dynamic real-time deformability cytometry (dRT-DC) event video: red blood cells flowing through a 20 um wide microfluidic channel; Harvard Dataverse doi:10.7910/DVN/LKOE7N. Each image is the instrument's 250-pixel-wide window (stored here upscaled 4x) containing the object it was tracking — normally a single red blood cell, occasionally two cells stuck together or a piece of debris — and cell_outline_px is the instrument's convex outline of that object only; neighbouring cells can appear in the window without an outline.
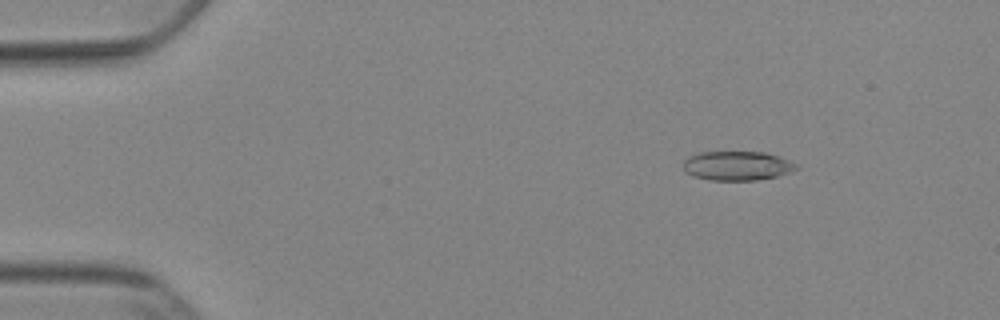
{"species": "Egyptian fruit bat (a non-hibernating species)", "species_latin": "Rousettus aegyptiacus", "temperature_condition": "cold", "stored_images_in_passage": 53, "camera_frame_rate_fps": 3000, "um_per_image_px": 0.085, "animal": {"sex": "female"}, "frame": {"image": 1, "passage_image": 8, "time_ms": 2.333, "image_size_px": [1000, 320], "cell_outline_px": [[800, 168], [776, 176], [756, 180], [708, 180], [684, 172], [684, 160], [688, 156], [700, 152], [764, 152], [788, 160], [796, 164]], "centroid_in_image_um": [62.63, 14.09], "position_along_channel_um": 22.4, "area_um2": 19.07}}
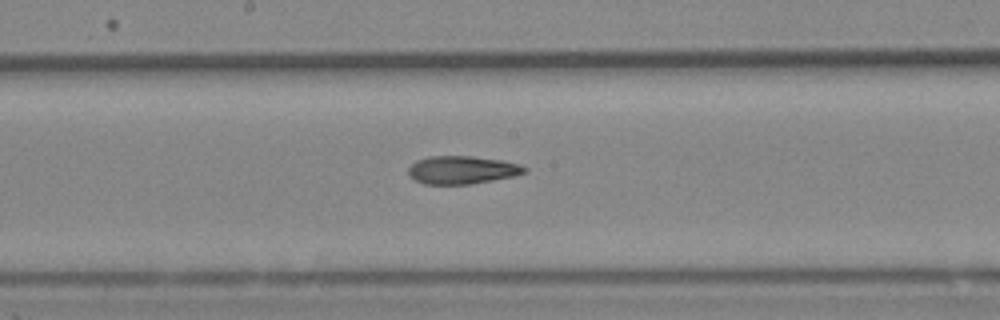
{"frame": {"image": 2, "passage_image": 29, "time_ms": 9.333, "image_size_px": [1000, 320], "cell_outline_px": [[528, 172], [512, 176], [492, 180], [468, 184], [424, 184], [408, 176], [408, 168], [416, 160], [428, 156], [472, 156], [500, 160], [520, 164], [528, 168]], "centroid_in_image_um": [39.26, 14.44], "position_along_channel_um": 208.9, "area_um2": 18.96}}
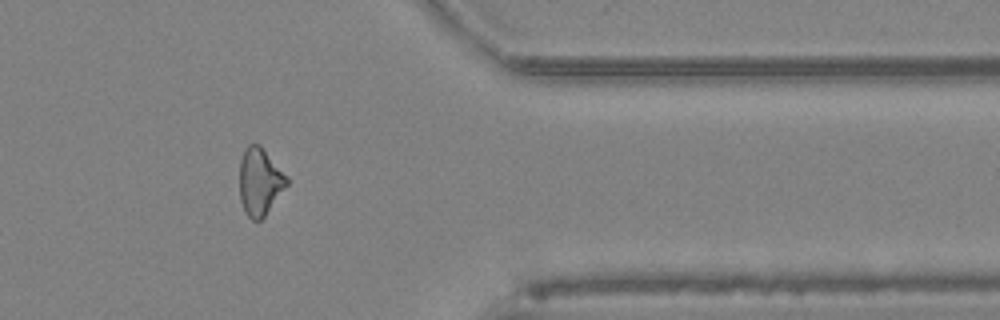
{"frame": {"image": 3, "passage_image": 44, "time_ms": 14.333, "image_size_px": [1000, 320], "cell_outline_px": [[288, 184], [264, 216], [260, 220], [252, 220], [244, 212], [240, 200], [240, 160], [244, 148], [248, 144], [260, 144], [288, 176]], "centroid_in_image_um": [22.08, 15.41], "position_along_channel_um": 389.3, "area_um2": 18.61}, "authors_computed_cell_mechanics": {"area_um2": 19.074, "velocity_mm_per_s": 3.9049, "shape_relaxation_time_tau1_ms": null, "shape_relaxation_time_tau2_ms": 4.5935, "deformation_change_tau1": null, "deformation_change_tau2": 0.1494}}